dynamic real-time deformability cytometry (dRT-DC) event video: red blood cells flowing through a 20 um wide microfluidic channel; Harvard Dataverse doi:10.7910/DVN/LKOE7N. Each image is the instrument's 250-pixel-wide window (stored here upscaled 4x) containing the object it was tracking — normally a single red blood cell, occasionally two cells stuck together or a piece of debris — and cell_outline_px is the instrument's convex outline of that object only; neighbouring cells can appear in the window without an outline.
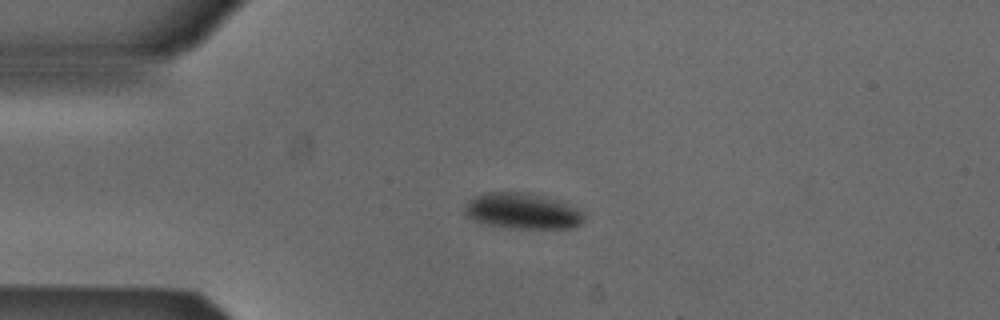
{"species": "Egyptian fruit bat (a non-hibernating species)", "species_latin": "Rousettus aegyptiacus", "temperature_condition": "cold", "stored_images_in_passage": 5, "camera_frame_rate_fps": 3000, "um_per_image_px": 0.085, "animal": {"sex": "male"}, "frame": {"image": 1, "passage_image": 2, "time_ms": 0.333, "image_size_px": [1000, 320], "cell_outline_px": [[584, 220], [580, 224], [572, 228], [508, 228], [480, 224], [472, 220], [464, 212], [464, 204], [468, 200], [484, 192], [528, 192], [576, 208], [584, 212]], "centroid_in_image_um": [44.32, 17.95], "position_along_channel_um": 40.7, "area_um2": 24.91}}
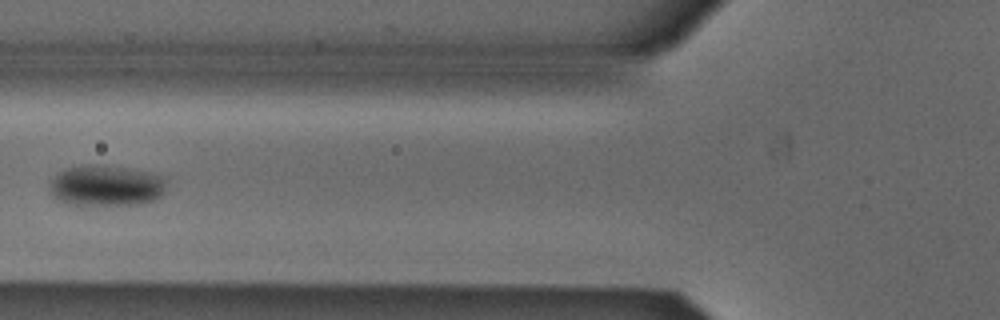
{"frame": {"image": 2, "passage_image": 4, "time_ms": 1.0, "image_size_px": [1000, 320], "cell_outline_px": [[168, 180], [164, 192], [160, 196], [152, 200], [140, 204], [72, 204], [56, 200], [48, 188], [48, 184], [56, 172], [68, 168], [88, 164], [124, 168], [148, 172], [164, 176]], "centroid_in_image_um": [9.0, 15.77], "position_along_channel_um": 116.8, "area_um2": 27.8}}
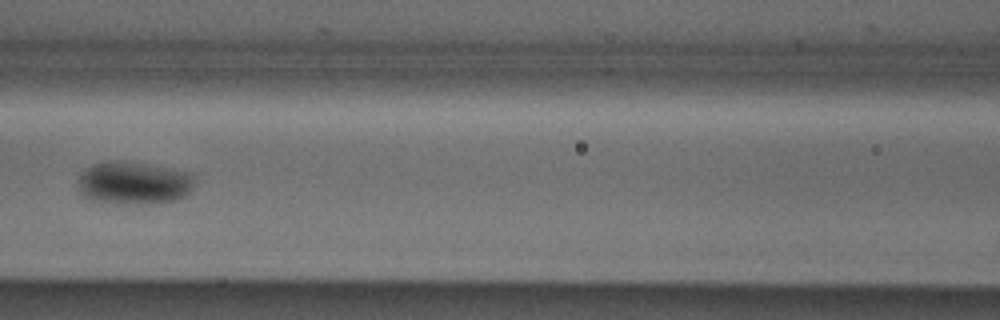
{"frame": {"image": 3, "passage_image": 5, "time_ms": 1.333, "image_size_px": [1000, 320], "cell_outline_px": [[192, 188], [184, 196], [176, 200], [152, 204], [144, 204], [96, 200], [84, 196], [80, 192], [80, 176], [92, 164], [104, 160], [124, 160], [148, 164], [188, 172], [192, 176]], "centroid_in_image_um": [11.38, 15.52], "position_along_channel_um": 155.2, "area_um2": 28.61}}